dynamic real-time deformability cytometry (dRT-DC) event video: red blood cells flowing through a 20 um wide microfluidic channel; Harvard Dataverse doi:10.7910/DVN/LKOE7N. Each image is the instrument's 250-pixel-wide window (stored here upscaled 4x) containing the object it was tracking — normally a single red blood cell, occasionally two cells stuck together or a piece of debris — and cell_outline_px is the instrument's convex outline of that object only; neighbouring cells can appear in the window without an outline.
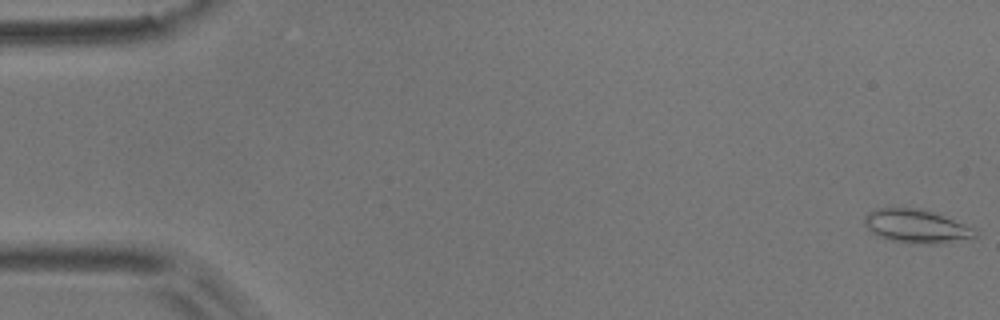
{"species": "common noctule bat (a hibernating species)", "species_latin": "Nyctalus noctula", "temperature_condition": "room temperature", "stored_images_in_passage": 54, "camera_frame_rate_fps": 3000, "um_per_image_px": 0.085, "animal": {"sex": "male", "body_mass_g": 17.9}, "frame": {"image": 1, "passage_image": 1, "time_ms": 0.0, "image_size_px": [1000, 320], "cell_outline_px": [[976, 236], [944, 244], [908, 244], [884, 240], [876, 236], [864, 224], [864, 216], [868, 212], [876, 208], [920, 208], [932, 212], [976, 228]], "centroid_in_image_um": [77.85, 19.26], "position_along_channel_um": 7.2, "area_um2": 22.02}}
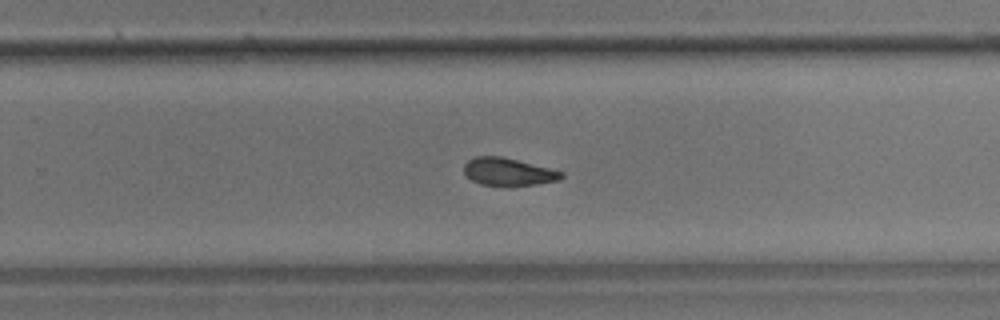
{"frame": {"image": 2, "passage_image": 35, "time_ms": 11.333, "image_size_px": [1000, 320], "cell_outline_px": [[564, 176], [560, 180], [536, 184], [508, 188], [480, 184], [472, 180], [464, 172], [464, 164], [468, 160], [476, 156], [500, 156], [564, 172]], "centroid_in_image_um": [43.19, 14.64], "position_along_channel_um": 286.6, "area_um2": 15.95}}
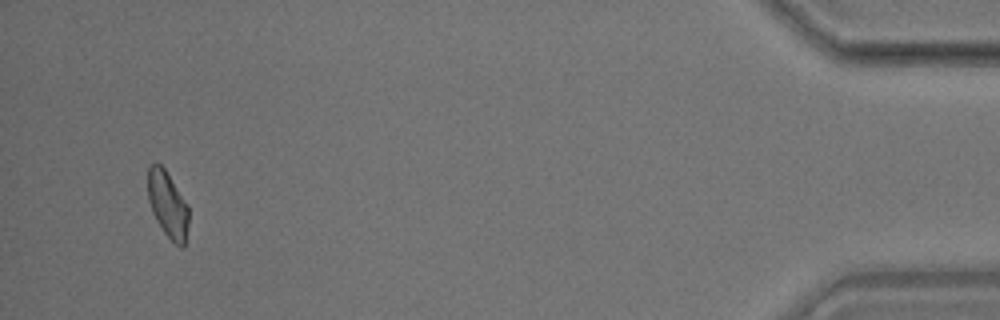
{"frame": {"image": 3, "passage_image": 52, "time_ms": 17.0, "image_size_px": [1000, 320], "cell_outline_px": [[188, 224], [184, 248], [180, 248], [164, 232], [156, 220], [152, 212], [148, 200], [148, 168], [152, 164], [160, 164], [164, 168], [188, 204]], "centroid_in_image_um": [14.26, 17.4], "position_along_channel_um": 420.9, "area_um2": 15.66}, "authors_computed_cell_mechanics": {"area_um2": 16.6464, "velocity_mm_per_s": 3.7191, "shape_relaxation_time_tau1_ms": 6.9386, "shape_relaxation_time_tau2_ms": 5.0776, "deformation_change_tau1": 0.1462, "deformation_change_tau2": 0.1083}}